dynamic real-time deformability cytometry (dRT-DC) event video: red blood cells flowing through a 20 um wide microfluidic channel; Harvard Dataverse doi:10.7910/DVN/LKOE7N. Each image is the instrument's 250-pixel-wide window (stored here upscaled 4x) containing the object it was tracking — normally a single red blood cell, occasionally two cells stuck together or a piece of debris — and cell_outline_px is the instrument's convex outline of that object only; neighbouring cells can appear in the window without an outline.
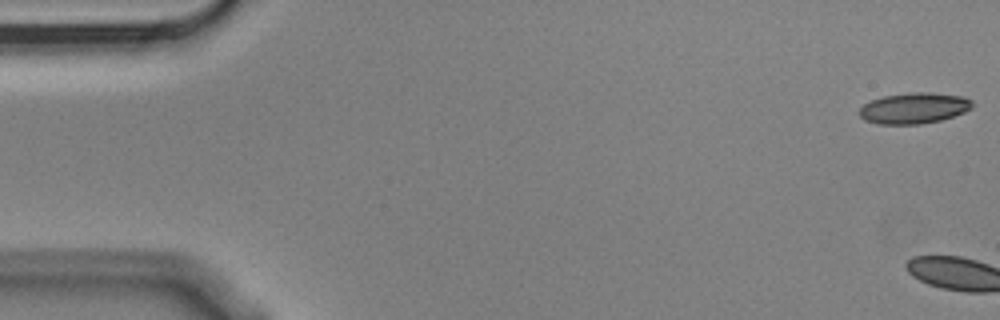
{"species": "Egyptian fruit bat (a non-hibernating species)", "species_latin": "Rousettus aegyptiacus", "temperature_condition": "cold", "stored_images_in_passage": 9, "camera_frame_rate_fps": 3000, "um_per_image_px": 0.085, "animal": {"sex": "male"}, "frame": {"image": 1, "passage_image": 1, "time_ms": 0.0, "image_size_px": [1000, 320], "cell_outline_px": [[976, 104], [972, 108], [964, 112], [940, 120], [920, 124], [880, 124], [864, 120], [860, 116], [860, 108], [864, 104], [872, 100], [884, 96], [908, 92], [928, 92], [964, 96], [972, 100]], "centroid_in_image_um": [77.73, 9.18], "position_along_channel_um": 7.3, "area_um2": 20.4}}
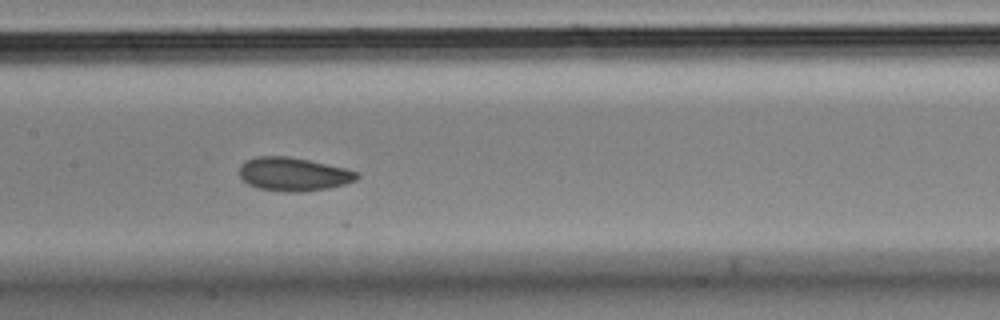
{"frame": {"image": 2, "passage_image": 8, "time_ms": 2.333, "image_size_px": [1000, 320], "cell_outline_px": [[360, 176], [356, 180], [344, 184], [328, 188], [304, 192], [288, 192], [260, 188], [248, 184], [240, 176], [240, 164], [248, 160], [260, 156], [288, 156], [308, 160], [344, 168], [360, 172]], "centroid_in_image_um": [24.97, 14.81], "position_along_channel_um": 182.4, "area_um2": 22.77}}
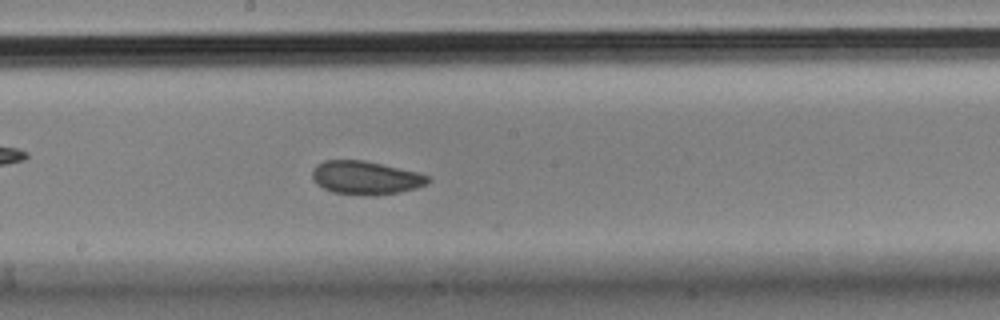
{"frame": {"image": 3, "passage_image": 9, "time_ms": 2.667, "image_size_px": [1000, 320], "cell_outline_px": [[432, 180], [428, 184], [416, 188], [400, 192], [372, 196], [368, 196], [332, 192], [316, 184], [312, 180], [312, 172], [316, 164], [324, 160], [364, 160], [416, 172], [428, 176]], "centroid_in_image_um": [31.06, 15.12], "position_along_channel_um": 217.1, "area_um2": 22.66}}